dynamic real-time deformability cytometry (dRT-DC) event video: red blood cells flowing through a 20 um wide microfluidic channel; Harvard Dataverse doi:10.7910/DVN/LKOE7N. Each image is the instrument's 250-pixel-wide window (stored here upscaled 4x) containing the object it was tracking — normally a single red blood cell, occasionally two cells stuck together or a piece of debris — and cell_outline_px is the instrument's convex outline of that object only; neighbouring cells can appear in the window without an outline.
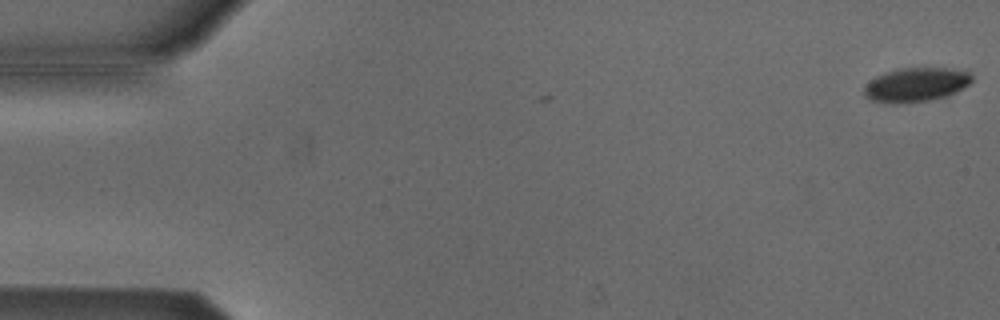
{"species": "Egyptian fruit bat (a non-hibernating species)", "species_latin": "Rousettus aegyptiacus", "temperature_condition": "cold", "stored_images_in_passage": 3, "camera_frame_rate_fps": 3000, "um_per_image_px": 0.085, "animal": {"sex": "male"}, "frame": {"image": 1, "passage_image": 1, "time_ms": 0.0, "image_size_px": [1000, 320], "cell_outline_px": [[972, 80], [968, 84], [948, 96], [928, 100], [872, 100], [864, 96], [864, 84], [876, 76], [884, 72], [896, 68], [948, 68], [968, 72], [972, 76]], "centroid_in_image_um": [77.86, 7.14], "position_along_channel_um": 7.1, "area_um2": 20.58}}